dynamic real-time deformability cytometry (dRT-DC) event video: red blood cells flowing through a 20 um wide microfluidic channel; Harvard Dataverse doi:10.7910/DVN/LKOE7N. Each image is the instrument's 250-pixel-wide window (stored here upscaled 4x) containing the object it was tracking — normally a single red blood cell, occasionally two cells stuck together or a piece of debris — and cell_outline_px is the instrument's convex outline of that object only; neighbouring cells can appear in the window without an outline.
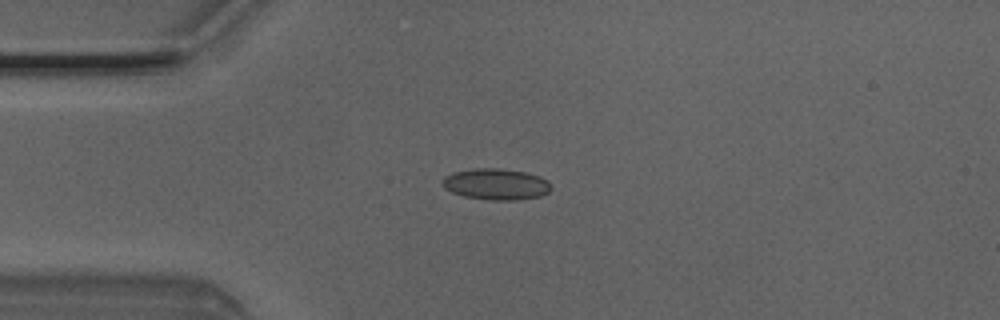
{"species": "Egyptian fruit bat (a non-hibernating species)", "species_latin": "Rousettus aegyptiacus", "temperature_condition": "room temperature", "stored_images_in_passage": 6, "camera_frame_rate_fps": 3000, "um_per_image_px": 0.085, "animal": {"sex": "male"}, "frame": {"image": 1, "passage_image": 3, "time_ms": 0.667, "image_size_px": [1000, 320], "cell_outline_px": [[552, 188], [548, 192], [540, 196], [516, 200], [492, 200], [464, 196], [452, 192], [444, 188], [440, 184], [440, 180], [444, 176], [452, 172], [476, 168], [496, 168], [524, 172], [540, 176], [548, 180]], "centroid_in_image_um": [42.13, 15.65], "position_along_channel_um": 42.9, "area_um2": 19.88}}